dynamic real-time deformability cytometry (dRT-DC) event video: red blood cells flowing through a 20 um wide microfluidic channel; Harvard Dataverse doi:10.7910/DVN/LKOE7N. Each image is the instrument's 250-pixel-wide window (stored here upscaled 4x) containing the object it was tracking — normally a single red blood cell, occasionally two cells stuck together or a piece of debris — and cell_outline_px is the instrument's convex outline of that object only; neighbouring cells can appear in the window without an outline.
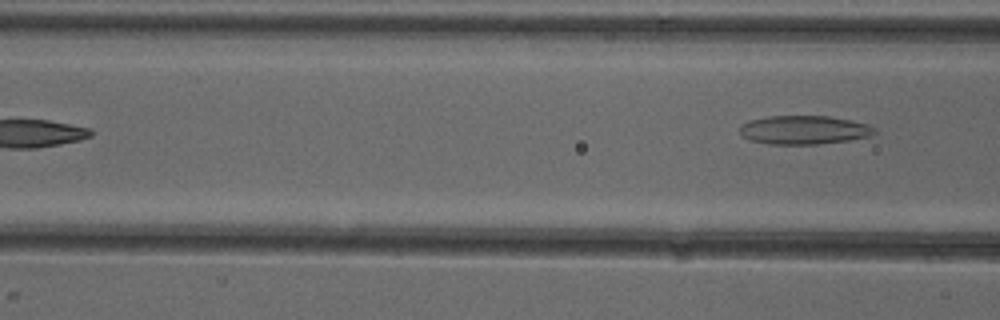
{"species": "common noctule bat (a hibernating species)", "species_latin": "Nyctalus noctula", "temperature_condition": "cold", "stored_images_in_passage": 7, "camera_frame_rate_fps": 3000, "um_per_image_px": 0.085, "animal": {"sex": "female"}, "frame": {"image": 1, "passage_image": 7, "time_ms": 7.0, "image_size_px": [1000, 320], "cell_outline_px": [[876, 132], [868, 136], [848, 140], [816, 144], [768, 144], [752, 140], [744, 136], [740, 132], [740, 124], [748, 120], [768, 116], [828, 116], [852, 120], [868, 124], [876, 128]], "centroid_in_image_um": [68.33, 11.03], "position_along_channel_um": 98.3, "area_um2": 22.48}}